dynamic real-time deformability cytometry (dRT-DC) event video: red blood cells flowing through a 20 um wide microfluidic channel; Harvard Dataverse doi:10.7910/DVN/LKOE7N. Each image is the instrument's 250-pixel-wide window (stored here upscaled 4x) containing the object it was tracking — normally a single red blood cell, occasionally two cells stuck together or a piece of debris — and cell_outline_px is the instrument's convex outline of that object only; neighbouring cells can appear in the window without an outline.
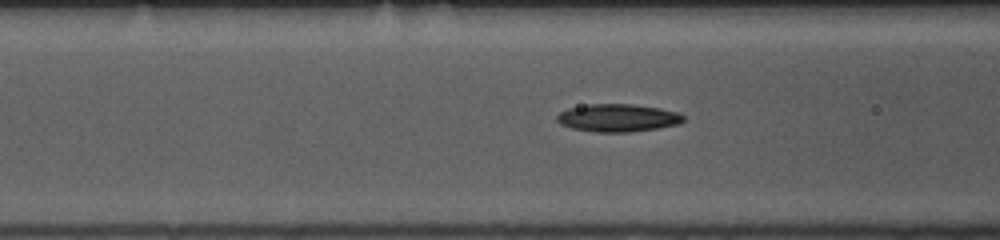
{"species": "common noctule bat (a hibernating species)", "species_latin": "Nyctalus noctula", "temperature_condition": "room temperature", "stored_images_in_passage": 27, "camera_frame_rate_fps": 3000, "um_per_image_px": 0.085, "animal": {"sex": "female", "body_mass_g": 10.0, "forearm_length_mm": 53.1}, "frame": {"image": 1, "passage_image": 6, "time_ms": 1.667, "image_size_px": [1000, 240], "cell_outline_px": [[684, 120], [680, 124], [656, 128], [628, 132], [596, 132], [572, 128], [560, 124], [556, 120], [556, 116], [560, 112], [568, 108], [588, 104], [632, 104], [660, 108], [680, 112], [684, 116]], "centroid_in_image_um": [52.52, 10.01], "position_along_channel_um": 114.1, "area_um2": 20.52}}
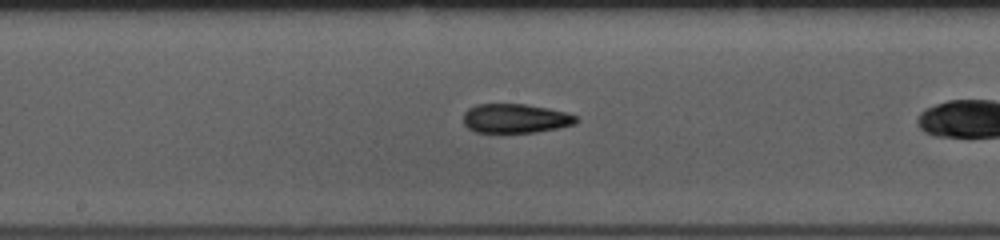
{"frame": {"image": 2, "passage_image": 13, "time_ms": 4.0, "image_size_px": [1000, 240], "cell_outline_px": [[576, 124], [560, 128], [536, 132], [504, 136], [476, 132], [468, 128], [464, 124], [464, 112], [468, 108], [476, 104], [524, 104], [548, 108], [564, 112], [576, 116]], "centroid_in_image_um": [43.76, 10.12], "position_along_channel_um": 204.4, "area_um2": 20.0}}
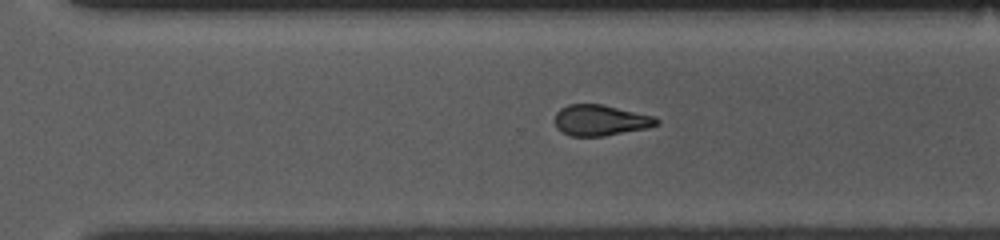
{"frame": {"image": 3, "passage_image": 22, "time_ms": 7.0, "image_size_px": [1000, 240], "cell_outline_px": [[660, 124], [648, 128], [604, 136], [572, 136], [560, 132], [556, 128], [556, 112], [560, 108], [568, 104], [600, 104], [656, 116], [660, 120]], "centroid_in_image_um": [51.06, 10.23], "position_along_channel_um": 319.5, "area_um2": 18.44}}